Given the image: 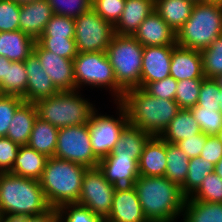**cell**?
<instances>
[{
	"mask_svg": "<svg viewBox=\"0 0 222 222\" xmlns=\"http://www.w3.org/2000/svg\"><path fill=\"white\" fill-rule=\"evenodd\" d=\"M133 186L147 220L177 222L182 216L186 197L167 177L140 175Z\"/></svg>",
	"mask_w": 222,
	"mask_h": 222,
	"instance_id": "obj_1",
	"label": "cell"
},
{
	"mask_svg": "<svg viewBox=\"0 0 222 222\" xmlns=\"http://www.w3.org/2000/svg\"><path fill=\"white\" fill-rule=\"evenodd\" d=\"M120 103L126 109L129 124L151 136H160L181 110L175 100L151 96L143 88L128 89Z\"/></svg>",
	"mask_w": 222,
	"mask_h": 222,
	"instance_id": "obj_2",
	"label": "cell"
},
{
	"mask_svg": "<svg viewBox=\"0 0 222 222\" xmlns=\"http://www.w3.org/2000/svg\"><path fill=\"white\" fill-rule=\"evenodd\" d=\"M86 169L87 167L68 160L54 156L48 158L39 182L52 208L78 202Z\"/></svg>",
	"mask_w": 222,
	"mask_h": 222,
	"instance_id": "obj_3",
	"label": "cell"
},
{
	"mask_svg": "<svg viewBox=\"0 0 222 222\" xmlns=\"http://www.w3.org/2000/svg\"><path fill=\"white\" fill-rule=\"evenodd\" d=\"M39 180L0 173V214L22 213L38 215L49 210Z\"/></svg>",
	"mask_w": 222,
	"mask_h": 222,
	"instance_id": "obj_4",
	"label": "cell"
},
{
	"mask_svg": "<svg viewBox=\"0 0 222 222\" xmlns=\"http://www.w3.org/2000/svg\"><path fill=\"white\" fill-rule=\"evenodd\" d=\"M34 105L37 117L57 128L88 123L96 109L90 99L83 97L81 90L59 91Z\"/></svg>",
	"mask_w": 222,
	"mask_h": 222,
	"instance_id": "obj_5",
	"label": "cell"
},
{
	"mask_svg": "<svg viewBox=\"0 0 222 222\" xmlns=\"http://www.w3.org/2000/svg\"><path fill=\"white\" fill-rule=\"evenodd\" d=\"M221 34L222 5L195 3L190 17L176 32V45L201 51Z\"/></svg>",
	"mask_w": 222,
	"mask_h": 222,
	"instance_id": "obj_6",
	"label": "cell"
},
{
	"mask_svg": "<svg viewBox=\"0 0 222 222\" xmlns=\"http://www.w3.org/2000/svg\"><path fill=\"white\" fill-rule=\"evenodd\" d=\"M73 63L76 90H83V86L105 88L114 97L113 102L121 101L125 91L117 84L106 52H78Z\"/></svg>",
	"mask_w": 222,
	"mask_h": 222,
	"instance_id": "obj_7",
	"label": "cell"
},
{
	"mask_svg": "<svg viewBox=\"0 0 222 222\" xmlns=\"http://www.w3.org/2000/svg\"><path fill=\"white\" fill-rule=\"evenodd\" d=\"M143 49L144 46L133 36L116 34L106 49L117 84L124 91L140 88Z\"/></svg>",
	"mask_w": 222,
	"mask_h": 222,
	"instance_id": "obj_8",
	"label": "cell"
},
{
	"mask_svg": "<svg viewBox=\"0 0 222 222\" xmlns=\"http://www.w3.org/2000/svg\"><path fill=\"white\" fill-rule=\"evenodd\" d=\"M113 104L117 105V117L106 115V112L105 114L99 113L96 108L88 122L92 149L99 159L111 153L120 137L121 131L129 123L124 106L120 102H114Z\"/></svg>",
	"mask_w": 222,
	"mask_h": 222,
	"instance_id": "obj_9",
	"label": "cell"
},
{
	"mask_svg": "<svg viewBox=\"0 0 222 222\" xmlns=\"http://www.w3.org/2000/svg\"><path fill=\"white\" fill-rule=\"evenodd\" d=\"M54 157L87 168L98 167L100 159L93 152L88 123L59 128Z\"/></svg>",
	"mask_w": 222,
	"mask_h": 222,
	"instance_id": "obj_10",
	"label": "cell"
},
{
	"mask_svg": "<svg viewBox=\"0 0 222 222\" xmlns=\"http://www.w3.org/2000/svg\"><path fill=\"white\" fill-rule=\"evenodd\" d=\"M74 20L77 52H106L115 35L114 26L103 20L92 8Z\"/></svg>",
	"mask_w": 222,
	"mask_h": 222,
	"instance_id": "obj_11",
	"label": "cell"
},
{
	"mask_svg": "<svg viewBox=\"0 0 222 222\" xmlns=\"http://www.w3.org/2000/svg\"><path fill=\"white\" fill-rule=\"evenodd\" d=\"M115 189L116 186L109 183L98 167L87 168L83 175L77 204L107 218L111 211Z\"/></svg>",
	"mask_w": 222,
	"mask_h": 222,
	"instance_id": "obj_12",
	"label": "cell"
},
{
	"mask_svg": "<svg viewBox=\"0 0 222 222\" xmlns=\"http://www.w3.org/2000/svg\"><path fill=\"white\" fill-rule=\"evenodd\" d=\"M33 51L37 54L40 65L59 91L76 90L73 59H66L45 50L37 42H35Z\"/></svg>",
	"mask_w": 222,
	"mask_h": 222,
	"instance_id": "obj_13",
	"label": "cell"
},
{
	"mask_svg": "<svg viewBox=\"0 0 222 222\" xmlns=\"http://www.w3.org/2000/svg\"><path fill=\"white\" fill-rule=\"evenodd\" d=\"M175 45L144 46L140 88L170 76L172 49Z\"/></svg>",
	"mask_w": 222,
	"mask_h": 222,
	"instance_id": "obj_14",
	"label": "cell"
},
{
	"mask_svg": "<svg viewBox=\"0 0 222 222\" xmlns=\"http://www.w3.org/2000/svg\"><path fill=\"white\" fill-rule=\"evenodd\" d=\"M24 64L28 76L26 93L22 97L25 102L35 103L59 92L34 51L24 60Z\"/></svg>",
	"mask_w": 222,
	"mask_h": 222,
	"instance_id": "obj_15",
	"label": "cell"
},
{
	"mask_svg": "<svg viewBox=\"0 0 222 222\" xmlns=\"http://www.w3.org/2000/svg\"><path fill=\"white\" fill-rule=\"evenodd\" d=\"M107 219L112 222L147 221L134 186H116Z\"/></svg>",
	"mask_w": 222,
	"mask_h": 222,
	"instance_id": "obj_16",
	"label": "cell"
},
{
	"mask_svg": "<svg viewBox=\"0 0 222 222\" xmlns=\"http://www.w3.org/2000/svg\"><path fill=\"white\" fill-rule=\"evenodd\" d=\"M133 37L143 46L176 45V32L155 10L140 24Z\"/></svg>",
	"mask_w": 222,
	"mask_h": 222,
	"instance_id": "obj_17",
	"label": "cell"
},
{
	"mask_svg": "<svg viewBox=\"0 0 222 222\" xmlns=\"http://www.w3.org/2000/svg\"><path fill=\"white\" fill-rule=\"evenodd\" d=\"M98 168L115 186H133L140 176L138 162L134 158L105 156L99 160Z\"/></svg>",
	"mask_w": 222,
	"mask_h": 222,
	"instance_id": "obj_18",
	"label": "cell"
},
{
	"mask_svg": "<svg viewBox=\"0 0 222 222\" xmlns=\"http://www.w3.org/2000/svg\"><path fill=\"white\" fill-rule=\"evenodd\" d=\"M52 16V8L47 0L23 4L20 6L19 30L36 41Z\"/></svg>",
	"mask_w": 222,
	"mask_h": 222,
	"instance_id": "obj_19",
	"label": "cell"
},
{
	"mask_svg": "<svg viewBox=\"0 0 222 222\" xmlns=\"http://www.w3.org/2000/svg\"><path fill=\"white\" fill-rule=\"evenodd\" d=\"M170 75L177 81L205 78L201 52L175 45L172 49Z\"/></svg>",
	"mask_w": 222,
	"mask_h": 222,
	"instance_id": "obj_20",
	"label": "cell"
},
{
	"mask_svg": "<svg viewBox=\"0 0 222 222\" xmlns=\"http://www.w3.org/2000/svg\"><path fill=\"white\" fill-rule=\"evenodd\" d=\"M166 167V141L160 136H151L144 145L138 162L139 175L165 176Z\"/></svg>",
	"mask_w": 222,
	"mask_h": 222,
	"instance_id": "obj_21",
	"label": "cell"
},
{
	"mask_svg": "<svg viewBox=\"0 0 222 222\" xmlns=\"http://www.w3.org/2000/svg\"><path fill=\"white\" fill-rule=\"evenodd\" d=\"M155 0H126L121 18L114 26L116 35L133 36L140 24L154 11Z\"/></svg>",
	"mask_w": 222,
	"mask_h": 222,
	"instance_id": "obj_22",
	"label": "cell"
},
{
	"mask_svg": "<svg viewBox=\"0 0 222 222\" xmlns=\"http://www.w3.org/2000/svg\"><path fill=\"white\" fill-rule=\"evenodd\" d=\"M151 137L150 134L141 128L127 124L120 133V137L111 153L107 156H120L124 158H134L139 162L144 145Z\"/></svg>",
	"mask_w": 222,
	"mask_h": 222,
	"instance_id": "obj_23",
	"label": "cell"
},
{
	"mask_svg": "<svg viewBox=\"0 0 222 222\" xmlns=\"http://www.w3.org/2000/svg\"><path fill=\"white\" fill-rule=\"evenodd\" d=\"M48 157L38 153L28 145H20L10 173L26 178L39 180L45 169Z\"/></svg>",
	"mask_w": 222,
	"mask_h": 222,
	"instance_id": "obj_24",
	"label": "cell"
},
{
	"mask_svg": "<svg viewBox=\"0 0 222 222\" xmlns=\"http://www.w3.org/2000/svg\"><path fill=\"white\" fill-rule=\"evenodd\" d=\"M35 42L21 30L0 32V56L10 61H24L33 52Z\"/></svg>",
	"mask_w": 222,
	"mask_h": 222,
	"instance_id": "obj_25",
	"label": "cell"
},
{
	"mask_svg": "<svg viewBox=\"0 0 222 222\" xmlns=\"http://www.w3.org/2000/svg\"><path fill=\"white\" fill-rule=\"evenodd\" d=\"M36 119L34 103L24 102L10 121L6 137L19 145H27Z\"/></svg>",
	"mask_w": 222,
	"mask_h": 222,
	"instance_id": "obj_26",
	"label": "cell"
},
{
	"mask_svg": "<svg viewBox=\"0 0 222 222\" xmlns=\"http://www.w3.org/2000/svg\"><path fill=\"white\" fill-rule=\"evenodd\" d=\"M194 5L190 0H155L154 10L177 32L190 17Z\"/></svg>",
	"mask_w": 222,
	"mask_h": 222,
	"instance_id": "obj_27",
	"label": "cell"
},
{
	"mask_svg": "<svg viewBox=\"0 0 222 222\" xmlns=\"http://www.w3.org/2000/svg\"><path fill=\"white\" fill-rule=\"evenodd\" d=\"M201 129L189 109H181L164 129L160 137L168 143L176 144L180 140L200 134Z\"/></svg>",
	"mask_w": 222,
	"mask_h": 222,
	"instance_id": "obj_28",
	"label": "cell"
},
{
	"mask_svg": "<svg viewBox=\"0 0 222 222\" xmlns=\"http://www.w3.org/2000/svg\"><path fill=\"white\" fill-rule=\"evenodd\" d=\"M59 128L37 117L34 122L28 146L48 158L55 155Z\"/></svg>",
	"mask_w": 222,
	"mask_h": 222,
	"instance_id": "obj_29",
	"label": "cell"
},
{
	"mask_svg": "<svg viewBox=\"0 0 222 222\" xmlns=\"http://www.w3.org/2000/svg\"><path fill=\"white\" fill-rule=\"evenodd\" d=\"M182 218V222H222V203L186 198Z\"/></svg>",
	"mask_w": 222,
	"mask_h": 222,
	"instance_id": "obj_30",
	"label": "cell"
},
{
	"mask_svg": "<svg viewBox=\"0 0 222 222\" xmlns=\"http://www.w3.org/2000/svg\"><path fill=\"white\" fill-rule=\"evenodd\" d=\"M27 77L24 61H6L5 77L0 83L1 94L23 97L26 93Z\"/></svg>",
	"mask_w": 222,
	"mask_h": 222,
	"instance_id": "obj_31",
	"label": "cell"
},
{
	"mask_svg": "<svg viewBox=\"0 0 222 222\" xmlns=\"http://www.w3.org/2000/svg\"><path fill=\"white\" fill-rule=\"evenodd\" d=\"M190 158L177 144L166 142V173L171 182L180 187L184 184L189 167Z\"/></svg>",
	"mask_w": 222,
	"mask_h": 222,
	"instance_id": "obj_32",
	"label": "cell"
},
{
	"mask_svg": "<svg viewBox=\"0 0 222 222\" xmlns=\"http://www.w3.org/2000/svg\"><path fill=\"white\" fill-rule=\"evenodd\" d=\"M214 164L200 156L191 158L189 161L188 173L184 184L181 186L183 195L190 197L201 185L203 179L214 171Z\"/></svg>",
	"mask_w": 222,
	"mask_h": 222,
	"instance_id": "obj_33",
	"label": "cell"
},
{
	"mask_svg": "<svg viewBox=\"0 0 222 222\" xmlns=\"http://www.w3.org/2000/svg\"><path fill=\"white\" fill-rule=\"evenodd\" d=\"M200 52L204 77L215 79L222 75V34Z\"/></svg>",
	"mask_w": 222,
	"mask_h": 222,
	"instance_id": "obj_34",
	"label": "cell"
},
{
	"mask_svg": "<svg viewBox=\"0 0 222 222\" xmlns=\"http://www.w3.org/2000/svg\"><path fill=\"white\" fill-rule=\"evenodd\" d=\"M188 198L203 202L222 203V178L216 172H211Z\"/></svg>",
	"mask_w": 222,
	"mask_h": 222,
	"instance_id": "obj_35",
	"label": "cell"
},
{
	"mask_svg": "<svg viewBox=\"0 0 222 222\" xmlns=\"http://www.w3.org/2000/svg\"><path fill=\"white\" fill-rule=\"evenodd\" d=\"M204 79L195 78L178 81L174 100L180 109H190L197 104L201 83Z\"/></svg>",
	"mask_w": 222,
	"mask_h": 222,
	"instance_id": "obj_36",
	"label": "cell"
},
{
	"mask_svg": "<svg viewBox=\"0 0 222 222\" xmlns=\"http://www.w3.org/2000/svg\"><path fill=\"white\" fill-rule=\"evenodd\" d=\"M36 42L43 49L66 59H74L78 53L74 37L40 36Z\"/></svg>",
	"mask_w": 222,
	"mask_h": 222,
	"instance_id": "obj_37",
	"label": "cell"
},
{
	"mask_svg": "<svg viewBox=\"0 0 222 222\" xmlns=\"http://www.w3.org/2000/svg\"><path fill=\"white\" fill-rule=\"evenodd\" d=\"M205 135H216L222 127V112L195 105L189 109Z\"/></svg>",
	"mask_w": 222,
	"mask_h": 222,
	"instance_id": "obj_38",
	"label": "cell"
},
{
	"mask_svg": "<svg viewBox=\"0 0 222 222\" xmlns=\"http://www.w3.org/2000/svg\"><path fill=\"white\" fill-rule=\"evenodd\" d=\"M60 222H103L104 217L77 203H67L57 208Z\"/></svg>",
	"mask_w": 222,
	"mask_h": 222,
	"instance_id": "obj_39",
	"label": "cell"
},
{
	"mask_svg": "<svg viewBox=\"0 0 222 222\" xmlns=\"http://www.w3.org/2000/svg\"><path fill=\"white\" fill-rule=\"evenodd\" d=\"M126 0H92L91 8L113 26L117 24L124 10Z\"/></svg>",
	"mask_w": 222,
	"mask_h": 222,
	"instance_id": "obj_40",
	"label": "cell"
},
{
	"mask_svg": "<svg viewBox=\"0 0 222 222\" xmlns=\"http://www.w3.org/2000/svg\"><path fill=\"white\" fill-rule=\"evenodd\" d=\"M53 14L76 18L91 8L92 0H47Z\"/></svg>",
	"mask_w": 222,
	"mask_h": 222,
	"instance_id": "obj_41",
	"label": "cell"
},
{
	"mask_svg": "<svg viewBox=\"0 0 222 222\" xmlns=\"http://www.w3.org/2000/svg\"><path fill=\"white\" fill-rule=\"evenodd\" d=\"M24 102L22 97L16 95H0V137H6L10 121Z\"/></svg>",
	"mask_w": 222,
	"mask_h": 222,
	"instance_id": "obj_42",
	"label": "cell"
},
{
	"mask_svg": "<svg viewBox=\"0 0 222 222\" xmlns=\"http://www.w3.org/2000/svg\"><path fill=\"white\" fill-rule=\"evenodd\" d=\"M41 36L75 37L74 18L53 14Z\"/></svg>",
	"mask_w": 222,
	"mask_h": 222,
	"instance_id": "obj_43",
	"label": "cell"
},
{
	"mask_svg": "<svg viewBox=\"0 0 222 222\" xmlns=\"http://www.w3.org/2000/svg\"><path fill=\"white\" fill-rule=\"evenodd\" d=\"M20 6L12 0H0V32L19 30Z\"/></svg>",
	"mask_w": 222,
	"mask_h": 222,
	"instance_id": "obj_44",
	"label": "cell"
},
{
	"mask_svg": "<svg viewBox=\"0 0 222 222\" xmlns=\"http://www.w3.org/2000/svg\"><path fill=\"white\" fill-rule=\"evenodd\" d=\"M220 88L215 79L205 78L201 83L197 104L200 107L214 108L220 111Z\"/></svg>",
	"mask_w": 222,
	"mask_h": 222,
	"instance_id": "obj_45",
	"label": "cell"
},
{
	"mask_svg": "<svg viewBox=\"0 0 222 222\" xmlns=\"http://www.w3.org/2000/svg\"><path fill=\"white\" fill-rule=\"evenodd\" d=\"M178 81L171 75L155 82L148 83L143 89L151 96L162 99H175Z\"/></svg>",
	"mask_w": 222,
	"mask_h": 222,
	"instance_id": "obj_46",
	"label": "cell"
},
{
	"mask_svg": "<svg viewBox=\"0 0 222 222\" xmlns=\"http://www.w3.org/2000/svg\"><path fill=\"white\" fill-rule=\"evenodd\" d=\"M20 145L7 137H0V173L12 171Z\"/></svg>",
	"mask_w": 222,
	"mask_h": 222,
	"instance_id": "obj_47",
	"label": "cell"
},
{
	"mask_svg": "<svg viewBox=\"0 0 222 222\" xmlns=\"http://www.w3.org/2000/svg\"><path fill=\"white\" fill-rule=\"evenodd\" d=\"M207 136L204 133L195 134L188 139L180 140L176 144L191 159L201 155Z\"/></svg>",
	"mask_w": 222,
	"mask_h": 222,
	"instance_id": "obj_48",
	"label": "cell"
},
{
	"mask_svg": "<svg viewBox=\"0 0 222 222\" xmlns=\"http://www.w3.org/2000/svg\"><path fill=\"white\" fill-rule=\"evenodd\" d=\"M201 159H205L214 165L222 158V142L216 135H208L202 149Z\"/></svg>",
	"mask_w": 222,
	"mask_h": 222,
	"instance_id": "obj_49",
	"label": "cell"
},
{
	"mask_svg": "<svg viewBox=\"0 0 222 222\" xmlns=\"http://www.w3.org/2000/svg\"><path fill=\"white\" fill-rule=\"evenodd\" d=\"M26 222H60V215L57 208H50L44 213L29 216Z\"/></svg>",
	"mask_w": 222,
	"mask_h": 222,
	"instance_id": "obj_50",
	"label": "cell"
},
{
	"mask_svg": "<svg viewBox=\"0 0 222 222\" xmlns=\"http://www.w3.org/2000/svg\"><path fill=\"white\" fill-rule=\"evenodd\" d=\"M28 214L22 213H8L0 215V222H26Z\"/></svg>",
	"mask_w": 222,
	"mask_h": 222,
	"instance_id": "obj_51",
	"label": "cell"
},
{
	"mask_svg": "<svg viewBox=\"0 0 222 222\" xmlns=\"http://www.w3.org/2000/svg\"><path fill=\"white\" fill-rule=\"evenodd\" d=\"M6 61H10V60L4 56H0V83L3 80V77H5Z\"/></svg>",
	"mask_w": 222,
	"mask_h": 222,
	"instance_id": "obj_52",
	"label": "cell"
},
{
	"mask_svg": "<svg viewBox=\"0 0 222 222\" xmlns=\"http://www.w3.org/2000/svg\"><path fill=\"white\" fill-rule=\"evenodd\" d=\"M214 172L222 178V158L215 164Z\"/></svg>",
	"mask_w": 222,
	"mask_h": 222,
	"instance_id": "obj_53",
	"label": "cell"
},
{
	"mask_svg": "<svg viewBox=\"0 0 222 222\" xmlns=\"http://www.w3.org/2000/svg\"><path fill=\"white\" fill-rule=\"evenodd\" d=\"M200 3H211L222 5V0H200Z\"/></svg>",
	"mask_w": 222,
	"mask_h": 222,
	"instance_id": "obj_54",
	"label": "cell"
},
{
	"mask_svg": "<svg viewBox=\"0 0 222 222\" xmlns=\"http://www.w3.org/2000/svg\"><path fill=\"white\" fill-rule=\"evenodd\" d=\"M12 1L18 3L19 5H23V4H27L34 1H40V0H12Z\"/></svg>",
	"mask_w": 222,
	"mask_h": 222,
	"instance_id": "obj_55",
	"label": "cell"
},
{
	"mask_svg": "<svg viewBox=\"0 0 222 222\" xmlns=\"http://www.w3.org/2000/svg\"><path fill=\"white\" fill-rule=\"evenodd\" d=\"M215 81L218 83L219 88L222 90V75L217 76Z\"/></svg>",
	"mask_w": 222,
	"mask_h": 222,
	"instance_id": "obj_56",
	"label": "cell"
},
{
	"mask_svg": "<svg viewBox=\"0 0 222 222\" xmlns=\"http://www.w3.org/2000/svg\"><path fill=\"white\" fill-rule=\"evenodd\" d=\"M217 138L222 142V127L220 128V130L218 131V133L216 134Z\"/></svg>",
	"mask_w": 222,
	"mask_h": 222,
	"instance_id": "obj_57",
	"label": "cell"
},
{
	"mask_svg": "<svg viewBox=\"0 0 222 222\" xmlns=\"http://www.w3.org/2000/svg\"><path fill=\"white\" fill-rule=\"evenodd\" d=\"M219 106H220V111L222 112V90L220 89V102H219Z\"/></svg>",
	"mask_w": 222,
	"mask_h": 222,
	"instance_id": "obj_58",
	"label": "cell"
},
{
	"mask_svg": "<svg viewBox=\"0 0 222 222\" xmlns=\"http://www.w3.org/2000/svg\"><path fill=\"white\" fill-rule=\"evenodd\" d=\"M145 222H168V221H164V220H147Z\"/></svg>",
	"mask_w": 222,
	"mask_h": 222,
	"instance_id": "obj_59",
	"label": "cell"
},
{
	"mask_svg": "<svg viewBox=\"0 0 222 222\" xmlns=\"http://www.w3.org/2000/svg\"><path fill=\"white\" fill-rule=\"evenodd\" d=\"M190 1H192L194 3H200V0H190Z\"/></svg>",
	"mask_w": 222,
	"mask_h": 222,
	"instance_id": "obj_60",
	"label": "cell"
},
{
	"mask_svg": "<svg viewBox=\"0 0 222 222\" xmlns=\"http://www.w3.org/2000/svg\"><path fill=\"white\" fill-rule=\"evenodd\" d=\"M103 222H112V221L108 220L107 218H104Z\"/></svg>",
	"mask_w": 222,
	"mask_h": 222,
	"instance_id": "obj_61",
	"label": "cell"
}]
</instances>
